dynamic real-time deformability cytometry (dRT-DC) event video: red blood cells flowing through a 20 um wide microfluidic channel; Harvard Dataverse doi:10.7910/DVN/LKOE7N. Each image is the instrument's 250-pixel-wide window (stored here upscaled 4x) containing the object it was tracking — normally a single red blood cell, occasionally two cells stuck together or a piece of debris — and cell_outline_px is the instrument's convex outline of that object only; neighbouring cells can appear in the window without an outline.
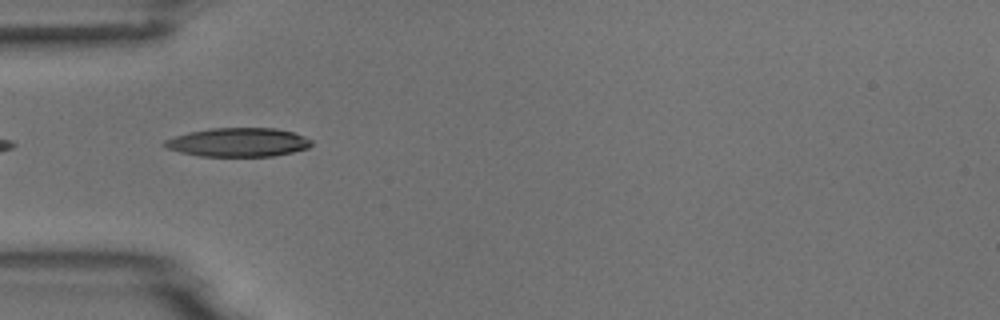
{"species": "common noctule bat (a hibernating species)", "species_latin": "Nyctalus noctula", "temperature_condition": "room temperature", "stored_images_in_passage": 7, "camera_frame_rate_fps": 3000, "um_per_image_px": 0.085, "animal": {"sex": "male", "body_mass_g": 18.8}, "frame": {"image": 1, "passage_image": 5, "time_ms": 4.333, "image_size_px": [1000, 320], "cell_outline_px": [[312, 144], [308, 148], [292, 152], [272, 156], [200, 156], [180, 152], [168, 148], [160, 144], [164, 140], [188, 132], [212, 128], [276, 128], [292, 132], [304, 136], [312, 140]], "centroid_in_image_um": [20.24, 12.09], "position_along_channel_um": 64.8, "area_um2": 24.62}}